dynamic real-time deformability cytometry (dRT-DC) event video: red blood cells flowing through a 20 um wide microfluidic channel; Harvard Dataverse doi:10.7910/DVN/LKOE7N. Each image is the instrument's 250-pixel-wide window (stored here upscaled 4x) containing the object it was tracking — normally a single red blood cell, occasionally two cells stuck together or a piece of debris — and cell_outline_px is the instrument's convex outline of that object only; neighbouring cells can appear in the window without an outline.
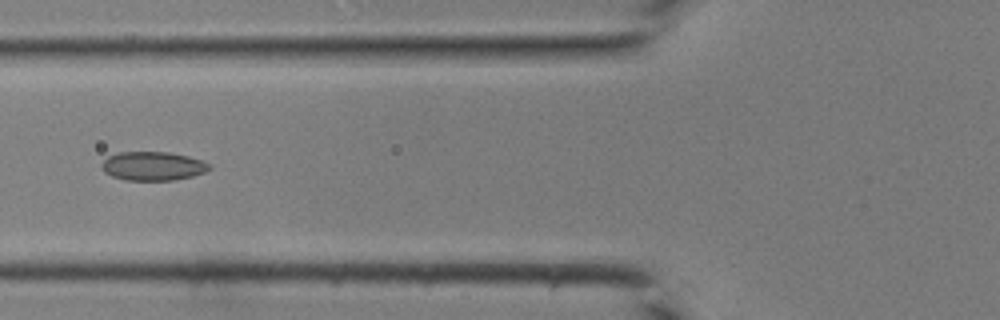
{"species": "common noctule bat (a hibernating species)", "species_latin": "Nyctalus noctula", "temperature_condition": "room temperature", "stored_images_in_passage": 30, "camera_frame_rate_fps": 3000, "um_per_image_px": 0.085, "animal": {"sex": "male", "body_mass_g": 19.0, "forearm_length_mm": 50.8}, "frame": {"image": 1, "passage_image": 4, "time_ms": 1.0, "image_size_px": [1000, 320], "cell_outline_px": [[212, 168], [204, 172], [192, 176], [172, 180], [124, 180], [112, 176], [104, 172], [100, 164], [108, 156], [120, 152], [168, 152], [188, 156], [212, 164]], "centroid_in_image_um": [12.99, 14.11], "position_along_channel_um": 112.8, "area_um2": 18.09}}
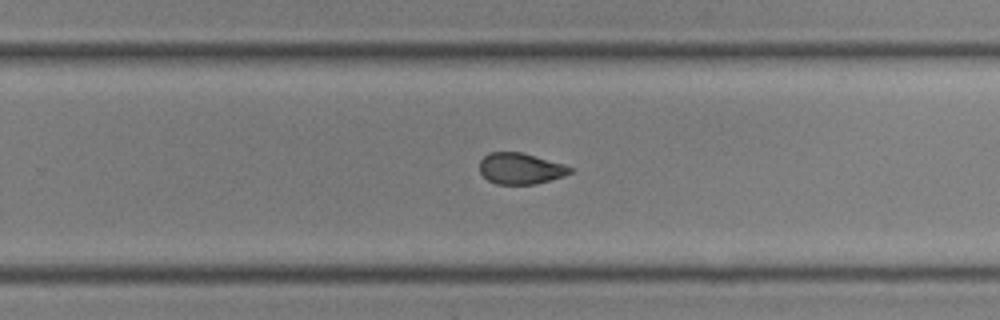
{"frame": {"image": 2, "passage_image": 15, "time_ms": 4.667, "image_size_px": [1000, 320], "cell_outline_px": [[572, 172], [564, 176], [536, 184], [496, 184], [488, 180], [480, 172], [480, 160], [488, 152], [520, 152], [564, 164], [572, 168]], "centroid_in_image_um": [44.23, 14.33], "position_along_channel_um": 285.6, "area_um2": 16.36}}
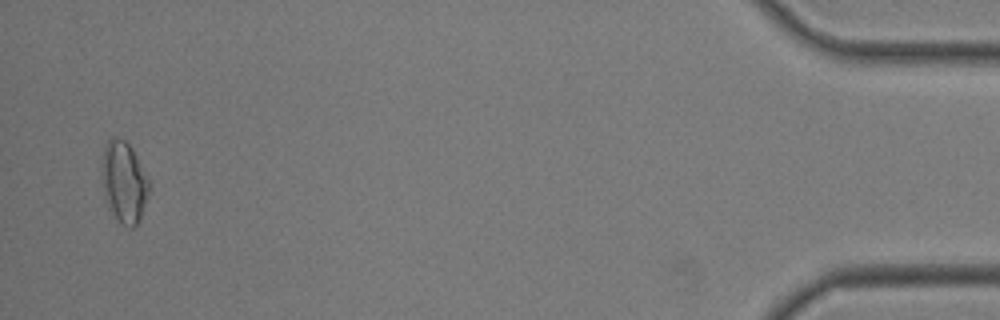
{"frame": {"image": 3, "passage_image": 29, "time_ms": 9.333, "image_size_px": [1000, 320], "cell_outline_px": [[152, 184], [140, 216], [136, 224], [132, 228], [128, 228], [120, 224], [116, 220], [108, 208], [104, 200], [100, 172], [104, 144], [112, 136], [124, 140], [132, 148]], "centroid_in_image_um": [10.5, 15.48], "position_along_channel_um": 424.7, "area_um2": 23.0}}